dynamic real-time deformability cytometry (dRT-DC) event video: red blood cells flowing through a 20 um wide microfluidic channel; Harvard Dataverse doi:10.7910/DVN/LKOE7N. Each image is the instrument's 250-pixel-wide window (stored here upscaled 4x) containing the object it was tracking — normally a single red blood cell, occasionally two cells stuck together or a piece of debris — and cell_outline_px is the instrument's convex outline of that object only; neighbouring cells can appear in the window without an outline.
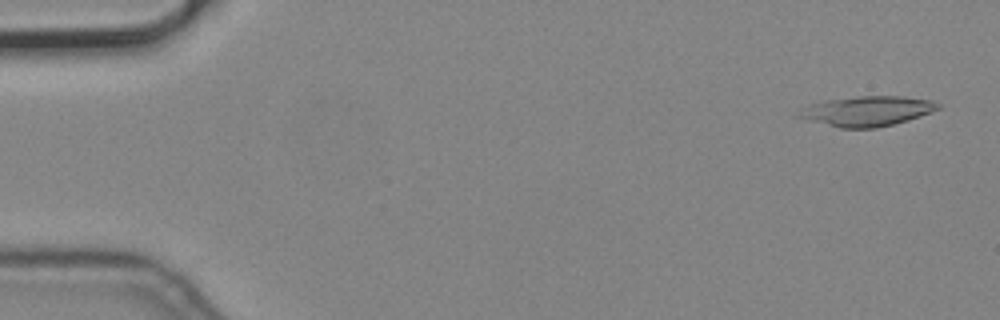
{"species": "common noctule bat (a hibernating species)", "species_latin": "Nyctalus noctula", "temperature_condition": "cold", "stored_images_in_passage": 5, "camera_frame_rate_fps": 3000, "um_per_image_px": 0.085, "animal": {"sex": "male", "body_mass_g": 19.2, "forearm_length_mm": 51.8}, "frame": {"image": 1, "passage_image": 1, "time_ms": 0.0, "image_size_px": [1000, 320], "cell_outline_px": [[940, 108], [932, 112], [908, 120], [876, 128], [840, 128], [792, 116], [808, 104], [824, 100], [856, 96], [904, 96], [932, 100], [940, 104]], "centroid_in_image_um": [73.66, 9.43], "position_along_channel_um": 11.3, "area_um2": 24.57}}